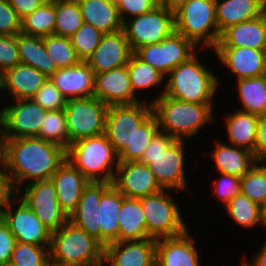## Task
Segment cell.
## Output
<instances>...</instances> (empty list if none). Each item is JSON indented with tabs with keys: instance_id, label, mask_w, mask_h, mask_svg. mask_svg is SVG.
<instances>
[{
	"instance_id": "7dc6e473",
	"label": "cell",
	"mask_w": 266,
	"mask_h": 266,
	"mask_svg": "<svg viewBox=\"0 0 266 266\" xmlns=\"http://www.w3.org/2000/svg\"><path fill=\"white\" fill-rule=\"evenodd\" d=\"M115 3L122 22L127 18L148 13L158 6L153 0H115Z\"/></svg>"
},
{
	"instance_id": "8d00e7d4",
	"label": "cell",
	"mask_w": 266,
	"mask_h": 266,
	"mask_svg": "<svg viewBox=\"0 0 266 266\" xmlns=\"http://www.w3.org/2000/svg\"><path fill=\"white\" fill-rule=\"evenodd\" d=\"M127 70L135 95L141 89L147 90L148 88L161 86L166 80V77L160 71L140 60L134 53L127 64Z\"/></svg>"
},
{
	"instance_id": "d6986e66",
	"label": "cell",
	"mask_w": 266,
	"mask_h": 266,
	"mask_svg": "<svg viewBox=\"0 0 266 266\" xmlns=\"http://www.w3.org/2000/svg\"><path fill=\"white\" fill-rule=\"evenodd\" d=\"M94 97L100 99L108 106L133 104L142 101L134 94L127 65L95 74Z\"/></svg>"
},
{
	"instance_id": "f35d334b",
	"label": "cell",
	"mask_w": 266,
	"mask_h": 266,
	"mask_svg": "<svg viewBox=\"0 0 266 266\" xmlns=\"http://www.w3.org/2000/svg\"><path fill=\"white\" fill-rule=\"evenodd\" d=\"M43 43L57 69L72 67L81 62L69 37L53 34L43 37Z\"/></svg>"
},
{
	"instance_id": "681fc988",
	"label": "cell",
	"mask_w": 266,
	"mask_h": 266,
	"mask_svg": "<svg viewBox=\"0 0 266 266\" xmlns=\"http://www.w3.org/2000/svg\"><path fill=\"white\" fill-rule=\"evenodd\" d=\"M17 240L7 224L0 218V266H8Z\"/></svg>"
},
{
	"instance_id": "44dd1931",
	"label": "cell",
	"mask_w": 266,
	"mask_h": 266,
	"mask_svg": "<svg viewBox=\"0 0 266 266\" xmlns=\"http://www.w3.org/2000/svg\"><path fill=\"white\" fill-rule=\"evenodd\" d=\"M189 230L156 240V266H201L200 254Z\"/></svg>"
},
{
	"instance_id": "d4e9b609",
	"label": "cell",
	"mask_w": 266,
	"mask_h": 266,
	"mask_svg": "<svg viewBox=\"0 0 266 266\" xmlns=\"http://www.w3.org/2000/svg\"><path fill=\"white\" fill-rule=\"evenodd\" d=\"M2 92L6 91L12 100L32 99L47 77L30 65L19 63L1 75Z\"/></svg>"
},
{
	"instance_id": "484cf974",
	"label": "cell",
	"mask_w": 266,
	"mask_h": 266,
	"mask_svg": "<svg viewBox=\"0 0 266 266\" xmlns=\"http://www.w3.org/2000/svg\"><path fill=\"white\" fill-rule=\"evenodd\" d=\"M266 42V17L231 25L221 32L215 47H248L262 50Z\"/></svg>"
},
{
	"instance_id": "be15d7a7",
	"label": "cell",
	"mask_w": 266,
	"mask_h": 266,
	"mask_svg": "<svg viewBox=\"0 0 266 266\" xmlns=\"http://www.w3.org/2000/svg\"><path fill=\"white\" fill-rule=\"evenodd\" d=\"M263 4V15L266 17V0H262Z\"/></svg>"
},
{
	"instance_id": "b9f144b4",
	"label": "cell",
	"mask_w": 266,
	"mask_h": 266,
	"mask_svg": "<svg viewBox=\"0 0 266 266\" xmlns=\"http://www.w3.org/2000/svg\"><path fill=\"white\" fill-rule=\"evenodd\" d=\"M49 246L16 242L8 266H48Z\"/></svg>"
},
{
	"instance_id": "ffe728a7",
	"label": "cell",
	"mask_w": 266,
	"mask_h": 266,
	"mask_svg": "<svg viewBox=\"0 0 266 266\" xmlns=\"http://www.w3.org/2000/svg\"><path fill=\"white\" fill-rule=\"evenodd\" d=\"M212 50L221 62L220 64L236 75V80L266 74L262 50L248 47H214Z\"/></svg>"
},
{
	"instance_id": "5b68a950",
	"label": "cell",
	"mask_w": 266,
	"mask_h": 266,
	"mask_svg": "<svg viewBox=\"0 0 266 266\" xmlns=\"http://www.w3.org/2000/svg\"><path fill=\"white\" fill-rule=\"evenodd\" d=\"M197 55L196 52L169 72L162 92L164 95L190 103H213L221 83Z\"/></svg>"
},
{
	"instance_id": "f5cc1de1",
	"label": "cell",
	"mask_w": 266,
	"mask_h": 266,
	"mask_svg": "<svg viewBox=\"0 0 266 266\" xmlns=\"http://www.w3.org/2000/svg\"><path fill=\"white\" fill-rule=\"evenodd\" d=\"M9 138L0 132V178L7 184V154Z\"/></svg>"
},
{
	"instance_id": "836d02e7",
	"label": "cell",
	"mask_w": 266,
	"mask_h": 266,
	"mask_svg": "<svg viewBox=\"0 0 266 266\" xmlns=\"http://www.w3.org/2000/svg\"><path fill=\"white\" fill-rule=\"evenodd\" d=\"M240 103L239 110L255 115L266 113V74L237 80Z\"/></svg>"
},
{
	"instance_id": "8fae6325",
	"label": "cell",
	"mask_w": 266,
	"mask_h": 266,
	"mask_svg": "<svg viewBox=\"0 0 266 266\" xmlns=\"http://www.w3.org/2000/svg\"><path fill=\"white\" fill-rule=\"evenodd\" d=\"M129 19L123 22V31L133 52L141 46L160 43L175 32L174 10L164 6Z\"/></svg>"
},
{
	"instance_id": "7402d4cb",
	"label": "cell",
	"mask_w": 266,
	"mask_h": 266,
	"mask_svg": "<svg viewBox=\"0 0 266 266\" xmlns=\"http://www.w3.org/2000/svg\"><path fill=\"white\" fill-rule=\"evenodd\" d=\"M51 180L59 205L69 217L76 210L84 188L90 181L67 158L53 173Z\"/></svg>"
},
{
	"instance_id": "4316f807",
	"label": "cell",
	"mask_w": 266,
	"mask_h": 266,
	"mask_svg": "<svg viewBox=\"0 0 266 266\" xmlns=\"http://www.w3.org/2000/svg\"><path fill=\"white\" fill-rule=\"evenodd\" d=\"M211 154L218 173L230 174L239 178L248 173L257 162L252 151L228 145V143L217 139Z\"/></svg>"
},
{
	"instance_id": "f6af8a7d",
	"label": "cell",
	"mask_w": 266,
	"mask_h": 266,
	"mask_svg": "<svg viewBox=\"0 0 266 266\" xmlns=\"http://www.w3.org/2000/svg\"><path fill=\"white\" fill-rule=\"evenodd\" d=\"M19 63L17 35L0 34V75Z\"/></svg>"
},
{
	"instance_id": "e575fe53",
	"label": "cell",
	"mask_w": 266,
	"mask_h": 266,
	"mask_svg": "<svg viewBox=\"0 0 266 266\" xmlns=\"http://www.w3.org/2000/svg\"><path fill=\"white\" fill-rule=\"evenodd\" d=\"M56 0H48L21 20V33L45 37L54 34Z\"/></svg>"
},
{
	"instance_id": "6f0895ef",
	"label": "cell",
	"mask_w": 266,
	"mask_h": 266,
	"mask_svg": "<svg viewBox=\"0 0 266 266\" xmlns=\"http://www.w3.org/2000/svg\"><path fill=\"white\" fill-rule=\"evenodd\" d=\"M48 266H85V265H79V264H71V263H61L58 261H49Z\"/></svg>"
},
{
	"instance_id": "03108f58",
	"label": "cell",
	"mask_w": 266,
	"mask_h": 266,
	"mask_svg": "<svg viewBox=\"0 0 266 266\" xmlns=\"http://www.w3.org/2000/svg\"><path fill=\"white\" fill-rule=\"evenodd\" d=\"M2 91V78H1V75H0V92Z\"/></svg>"
},
{
	"instance_id": "ac0fdd59",
	"label": "cell",
	"mask_w": 266,
	"mask_h": 266,
	"mask_svg": "<svg viewBox=\"0 0 266 266\" xmlns=\"http://www.w3.org/2000/svg\"><path fill=\"white\" fill-rule=\"evenodd\" d=\"M156 240L113 242L104 247L103 263L108 266H156Z\"/></svg>"
},
{
	"instance_id": "bcb514c9",
	"label": "cell",
	"mask_w": 266,
	"mask_h": 266,
	"mask_svg": "<svg viewBox=\"0 0 266 266\" xmlns=\"http://www.w3.org/2000/svg\"><path fill=\"white\" fill-rule=\"evenodd\" d=\"M220 179L215 180L212 195H216L224 206L235 196L241 193V178L230 174L219 173Z\"/></svg>"
},
{
	"instance_id": "e7e4bbea",
	"label": "cell",
	"mask_w": 266,
	"mask_h": 266,
	"mask_svg": "<svg viewBox=\"0 0 266 266\" xmlns=\"http://www.w3.org/2000/svg\"><path fill=\"white\" fill-rule=\"evenodd\" d=\"M262 52H263V57H264V61H265V64H266V42L264 44V47L262 49Z\"/></svg>"
},
{
	"instance_id": "c3c4849f",
	"label": "cell",
	"mask_w": 266,
	"mask_h": 266,
	"mask_svg": "<svg viewBox=\"0 0 266 266\" xmlns=\"http://www.w3.org/2000/svg\"><path fill=\"white\" fill-rule=\"evenodd\" d=\"M21 33V19L10 5L9 0H0V34Z\"/></svg>"
},
{
	"instance_id": "6125c7cd",
	"label": "cell",
	"mask_w": 266,
	"mask_h": 266,
	"mask_svg": "<svg viewBox=\"0 0 266 266\" xmlns=\"http://www.w3.org/2000/svg\"><path fill=\"white\" fill-rule=\"evenodd\" d=\"M7 195H0V218H1V208H2V203L3 200L6 198Z\"/></svg>"
},
{
	"instance_id": "7c38bea8",
	"label": "cell",
	"mask_w": 266,
	"mask_h": 266,
	"mask_svg": "<svg viewBox=\"0 0 266 266\" xmlns=\"http://www.w3.org/2000/svg\"><path fill=\"white\" fill-rule=\"evenodd\" d=\"M16 202L19 205L14 210L12 204ZM1 218L18 242L50 246L51 231L15 193L10 192L3 200Z\"/></svg>"
},
{
	"instance_id": "94428289",
	"label": "cell",
	"mask_w": 266,
	"mask_h": 266,
	"mask_svg": "<svg viewBox=\"0 0 266 266\" xmlns=\"http://www.w3.org/2000/svg\"><path fill=\"white\" fill-rule=\"evenodd\" d=\"M158 6L166 7V0H153Z\"/></svg>"
},
{
	"instance_id": "603a6c76",
	"label": "cell",
	"mask_w": 266,
	"mask_h": 266,
	"mask_svg": "<svg viewBox=\"0 0 266 266\" xmlns=\"http://www.w3.org/2000/svg\"><path fill=\"white\" fill-rule=\"evenodd\" d=\"M50 80L67 100L94 96L95 74L84 61L72 67L57 69Z\"/></svg>"
},
{
	"instance_id": "5bb4252c",
	"label": "cell",
	"mask_w": 266,
	"mask_h": 266,
	"mask_svg": "<svg viewBox=\"0 0 266 266\" xmlns=\"http://www.w3.org/2000/svg\"><path fill=\"white\" fill-rule=\"evenodd\" d=\"M197 49L199 47L191 40L174 32L160 43L148 44L137 48L134 54L166 77L171 70L193 56Z\"/></svg>"
},
{
	"instance_id": "ba28073f",
	"label": "cell",
	"mask_w": 266,
	"mask_h": 266,
	"mask_svg": "<svg viewBox=\"0 0 266 266\" xmlns=\"http://www.w3.org/2000/svg\"><path fill=\"white\" fill-rule=\"evenodd\" d=\"M175 13V32L201 49H213L221 33L216 20V0H186Z\"/></svg>"
},
{
	"instance_id": "816d5d0a",
	"label": "cell",
	"mask_w": 266,
	"mask_h": 266,
	"mask_svg": "<svg viewBox=\"0 0 266 266\" xmlns=\"http://www.w3.org/2000/svg\"><path fill=\"white\" fill-rule=\"evenodd\" d=\"M48 0H9L10 5L22 20Z\"/></svg>"
},
{
	"instance_id": "52a82bcc",
	"label": "cell",
	"mask_w": 266,
	"mask_h": 266,
	"mask_svg": "<svg viewBox=\"0 0 266 266\" xmlns=\"http://www.w3.org/2000/svg\"><path fill=\"white\" fill-rule=\"evenodd\" d=\"M103 255L104 246L69 220L51 232L49 261L104 266Z\"/></svg>"
},
{
	"instance_id": "8992f818",
	"label": "cell",
	"mask_w": 266,
	"mask_h": 266,
	"mask_svg": "<svg viewBox=\"0 0 266 266\" xmlns=\"http://www.w3.org/2000/svg\"><path fill=\"white\" fill-rule=\"evenodd\" d=\"M66 158L89 181L113 183L119 159L105 133L72 143Z\"/></svg>"
},
{
	"instance_id": "83f0119b",
	"label": "cell",
	"mask_w": 266,
	"mask_h": 266,
	"mask_svg": "<svg viewBox=\"0 0 266 266\" xmlns=\"http://www.w3.org/2000/svg\"><path fill=\"white\" fill-rule=\"evenodd\" d=\"M84 23L90 24L103 34L123 29L115 0H77Z\"/></svg>"
},
{
	"instance_id": "d590c367",
	"label": "cell",
	"mask_w": 266,
	"mask_h": 266,
	"mask_svg": "<svg viewBox=\"0 0 266 266\" xmlns=\"http://www.w3.org/2000/svg\"><path fill=\"white\" fill-rule=\"evenodd\" d=\"M225 208L231 220L244 229L254 228L258 224L263 226L261 206L242 193L232 198Z\"/></svg>"
},
{
	"instance_id": "db71d44e",
	"label": "cell",
	"mask_w": 266,
	"mask_h": 266,
	"mask_svg": "<svg viewBox=\"0 0 266 266\" xmlns=\"http://www.w3.org/2000/svg\"><path fill=\"white\" fill-rule=\"evenodd\" d=\"M262 245L259 252L254 255L251 263L244 259L245 266H266V241Z\"/></svg>"
},
{
	"instance_id": "f546056e",
	"label": "cell",
	"mask_w": 266,
	"mask_h": 266,
	"mask_svg": "<svg viewBox=\"0 0 266 266\" xmlns=\"http://www.w3.org/2000/svg\"><path fill=\"white\" fill-rule=\"evenodd\" d=\"M118 241H140L149 238L140 198L124 197L118 213Z\"/></svg>"
},
{
	"instance_id": "4fadbf2b",
	"label": "cell",
	"mask_w": 266,
	"mask_h": 266,
	"mask_svg": "<svg viewBox=\"0 0 266 266\" xmlns=\"http://www.w3.org/2000/svg\"><path fill=\"white\" fill-rule=\"evenodd\" d=\"M15 194L51 232L58 230L69 220L59 205L55 185L51 179L26 184Z\"/></svg>"
},
{
	"instance_id": "30bf717a",
	"label": "cell",
	"mask_w": 266,
	"mask_h": 266,
	"mask_svg": "<svg viewBox=\"0 0 266 266\" xmlns=\"http://www.w3.org/2000/svg\"><path fill=\"white\" fill-rule=\"evenodd\" d=\"M108 107L94 96L68 99L64 112L70 145L84 138L104 134Z\"/></svg>"
},
{
	"instance_id": "ee69618b",
	"label": "cell",
	"mask_w": 266,
	"mask_h": 266,
	"mask_svg": "<svg viewBox=\"0 0 266 266\" xmlns=\"http://www.w3.org/2000/svg\"><path fill=\"white\" fill-rule=\"evenodd\" d=\"M32 100L47 111L62 110L66 107L67 102L50 78L36 92Z\"/></svg>"
},
{
	"instance_id": "91938a15",
	"label": "cell",
	"mask_w": 266,
	"mask_h": 266,
	"mask_svg": "<svg viewBox=\"0 0 266 266\" xmlns=\"http://www.w3.org/2000/svg\"><path fill=\"white\" fill-rule=\"evenodd\" d=\"M3 130V108L0 109V132Z\"/></svg>"
},
{
	"instance_id": "9c48e42d",
	"label": "cell",
	"mask_w": 266,
	"mask_h": 266,
	"mask_svg": "<svg viewBox=\"0 0 266 266\" xmlns=\"http://www.w3.org/2000/svg\"><path fill=\"white\" fill-rule=\"evenodd\" d=\"M163 189L160 192L140 198L141 207L145 216L146 229L149 238L175 237L185 233L188 228L173 197Z\"/></svg>"
},
{
	"instance_id": "003e7915",
	"label": "cell",
	"mask_w": 266,
	"mask_h": 266,
	"mask_svg": "<svg viewBox=\"0 0 266 266\" xmlns=\"http://www.w3.org/2000/svg\"><path fill=\"white\" fill-rule=\"evenodd\" d=\"M241 263H242V264H241V266H245V263H244V261H243V262L241 261Z\"/></svg>"
},
{
	"instance_id": "11a10c76",
	"label": "cell",
	"mask_w": 266,
	"mask_h": 266,
	"mask_svg": "<svg viewBox=\"0 0 266 266\" xmlns=\"http://www.w3.org/2000/svg\"><path fill=\"white\" fill-rule=\"evenodd\" d=\"M185 1L186 0H166V8L174 10Z\"/></svg>"
},
{
	"instance_id": "1f68e13d",
	"label": "cell",
	"mask_w": 266,
	"mask_h": 266,
	"mask_svg": "<svg viewBox=\"0 0 266 266\" xmlns=\"http://www.w3.org/2000/svg\"><path fill=\"white\" fill-rule=\"evenodd\" d=\"M228 144L254 151L258 115L237 109L224 118Z\"/></svg>"
},
{
	"instance_id": "74e56055",
	"label": "cell",
	"mask_w": 266,
	"mask_h": 266,
	"mask_svg": "<svg viewBox=\"0 0 266 266\" xmlns=\"http://www.w3.org/2000/svg\"><path fill=\"white\" fill-rule=\"evenodd\" d=\"M84 23L77 0H56L54 34L71 37Z\"/></svg>"
},
{
	"instance_id": "2e32d148",
	"label": "cell",
	"mask_w": 266,
	"mask_h": 266,
	"mask_svg": "<svg viewBox=\"0 0 266 266\" xmlns=\"http://www.w3.org/2000/svg\"><path fill=\"white\" fill-rule=\"evenodd\" d=\"M112 184L127 198H141L163 190L148 166L139 161H119Z\"/></svg>"
},
{
	"instance_id": "4dcf8cb0",
	"label": "cell",
	"mask_w": 266,
	"mask_h": 266,
	"mask_svg": "<svg viewBox=\"0 0 266 266\" xmlns=\"http://www.w3.org/2000/svg\"><path fill=\"white\" fill-rule=\"evenodd\" d=\"M263 15L262 0H216L219 32L227 27Z\"/></svg>"
},
{
	"instance_id": "cb8c5ba5",
	"label": "cell",
	"mask_w": 266,
	"mask_h": 266,
	"mask_svg": "<svg viewBox=\"0 0 266 266\" xmlns=\"http://www.w3.org/2000/svg\"><path fill=\"white\" fill-rule=\"evenodd\" d=\"M112 185L108 182L90 181L84 188L76 210L69 216V221L82 228L100 242V224L98 208L101 195Z\"/></svg>"
},
{
	"instance_id": "680465c9",
	"label": "cell",
	"mask_w": 266,
	"mask_h": 266,
	"mask_svg": "<svg viewBox=\"0 0 266 266\" xmlns=\"http://www.w3.org/2000/svg\"><path fill=\"white\" fill-rule=\"evenodd\" d=\"M261 211H262V223H263V227L266 230V201L261 206Z\"/></svg>"
},
{
	"instance_id": "e0dca14e",
	"label": "cell",
	"mask_w": 266,
	"mask_h": 266,
	"mask_svg": "<svg viewBox=\"0 0 266 266\" xmlns=\"http://www.w3.org/2000/svg\"><path fill=\"white\" fill-rule=\"evenodd\" d=\"M133 53L124 31L121 29L104 34L86 63L94 74H100L126 66Z\"/></svg>"
},
{
	"instance_id": "7bdbcfd3",
	"label": "cell",
	"mask_w": 266,
	"mask_h": 266,
	"mask_svg": "<svg viewBox=\"0 0 266 266\" xmlns=\"http://www.w3.org/2000/svg\"><path fill=\"white\" fill-rule=\"evenodd\" d=\"M104 34L90 24L82 26L70 37L77 56L86 62L101 42Z\"/></svg>"
},
{
	"instance_id": "60d3db41",
	"label": "cell",
	"mask_w": 266,
	"mask_h": 266,
	"mask_svg": "<svg viewBox=\"0 0 266 266\" xmlns=\"http://www.w3.org/2000/svg\"><path fill=\"white\" fill-rule=\"evenodd\" d=\"M241 193L253 202L262 206L266 201V163L256 162L255 165L241 177Z\"/></svg>"
},
{
	"instance_id": "6da1fadb",
	"label": "cell",
	"mask_w": 266,
	"mask_h": 266,
	"mask_svg": "<svg viewBox=\"0 0 266 266\" xmlns=\"http://www.w3.org/2000/svg\"><path fill=\"white\" fill-rule=\"evenodd\" d=\"M158 130L152 104L145 99L108 107L105 135L118 154L119 161H139Z\"/></svg>"
},
{
	"instance_id": "f1b7e54d",
	"label": "cell",
	"mask_w": 266,
	"mask_h": 266,
	"mask_svg": "<svg viewBox=\"0 0 266 266\" xmlns=\"http://www.w3.org/2000/svg\"><path fill=\"white\" fill-rule=\"evenodd\" d=\"M125 196L112 184L99 202L100 243L106 245L118 241V213Z\"/></svg>"
},
{
	"instance_id": "7a4b0ae2",
	"label": "cell",
	"mask_w": 266,
	"mask_h": 266,
	"mask_svg": "<svg viewBox=\"0 0 266 266\" xmlns=\"http://www.w3.org/2000/svg\"><path fill=\"white\" fill-rule=\"evenodd\" d=\"M66 159V150L37 137L8 140L7 187L15 193L19 184L51 179ZM28 181V182H27ZM18 186V187H17Z\"/></svg>"
},
{
	"instance_id": "3957f363",
	"label": "cell",
	"mask_w": 266,
	"mask_h": 266,
	"mask_svg": "<svg viewBox=\"0 0 266 266\" xmlns=\"http://www.w3.org/2000/svg\"><path fill=\"white\" fill-rule=\"evenodd\" d=\"M159 130L176 140L196 137L204 125L214 121V103H190L160 93L151 101Z\"/></svg>"
},
{
	"instance_id": "f907efd6",
	"label": "cell",
	"mask_w": 266,
	"mask_h": 266,
	"mask_svg": "<svg viewBox=\"0 0 266 266\" xmlns=\"http://www.w3.org/2000/svg\"><path fill=\"white\" fill-rule=\"evenodd\" d=\"M253 154L257 162H266V113L258 116Z\"/></svg>"
},
{
	"instance_id": "277c9868",
	"label": "cell",
	"mask_w": 266,
	"mask_h": 266,
	"mask_svg": "<svg viewBox=\"0 0 266 266\" xmlns=\"http://www.w3.org/2000/svg\"><path fill=\"white\" fill-rule=\"evenodd\" d=\"M185 144V140H176L158 130L139 160L148 166L163 189L185 192L189 188L184 171Z\"/></svg>"
},
{
	"instance_id": "9f6ffc18",
	"label": "cell",
	"mask_w": 266,
	"mask_h": 266,
	"mask_svg": "<svg viewBox=\"0 0 266 266\" xmlns=\"http://www.w3.org/2000/svg\"><path fill=\"white\" fill-rule=\"evenodd\" d=\"M9 193L7 184L0 178V195H8Z\"/></svg>"
},
{
	"instance_id": "9a60e30c",
	"label": "cell",
	"mask_w": 266,
	"mask_h": 266,
	"mask_svg": "<svg viewBox=\"0 0 266 266\" xmlns=\"http://www.w3.org/2000/svg\"><path fill=\"white\" fill-rule=\"evenodd\" d=\"M11 102L3 107L4 134L9 139L36 137L48 111L32 99Z\"/></svg>"
},
{
	"instance_id": "ab89813d",
	"label": "cell",
	"mask_w": 266,
	"mask_h": 266,
	"mask_svg": "<svg viewBox=\"0 0 266 266\" xmlns=\"http://www.w3.org/2000/svg\"><path fill=\"white\" fill-rule=\"evenodd\" d=\"M36 137L59 145L67 151L70 139L64 109L48 111Z\"/></svg>"
},
{
	"instance_id": "d6a6232c",
	"label": "cell",
	"mask_w": 266,
	"mask_h": 266,
	"mask_svg": "<svg viewBox=\"0 0 266 266\" xmlns=\"http://www.w3.org/2000/svg\"><path fill=\"white\" fill-rule=\"evenodd\" d=\"M17 49L21 63L34 67L47 78L57 71L53 60L45 50L43 37L19 33L17 34Z\"/></svg>"
}]
</instances>
